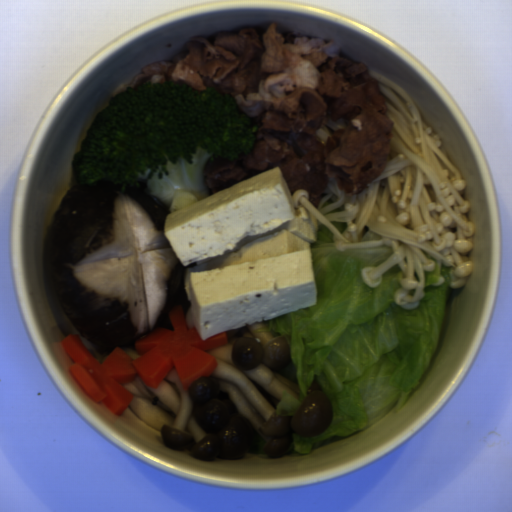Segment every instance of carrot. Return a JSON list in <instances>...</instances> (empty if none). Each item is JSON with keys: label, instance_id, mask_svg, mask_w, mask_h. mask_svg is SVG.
Listing matches in <instances>:
<instances>
[{"label": "carrot", "instance_id": "carrot-1", "mask_svg": "<svg viewBox=\"0 0 512 512\" xmlns=\"http://www.w3.org/2000/svg\"><path fill=\"white\" fill-rule=\"evenodd\" d=\"M168 315L173 331L158 327L135 342L141 354L136 359L116 347L99 363L78 336L67 334L60 344L73 360L68 372L82 392L119 416L134 398L122 384H132L137 376L157 389L174 367L184 391L200 377L211 376L218 361L206 350L228 344L227 331L203 340L197 325L187 328L181 305H173Z\"/></svg>", "mask_w": 512, "mask_h": 512}]
</instances>
